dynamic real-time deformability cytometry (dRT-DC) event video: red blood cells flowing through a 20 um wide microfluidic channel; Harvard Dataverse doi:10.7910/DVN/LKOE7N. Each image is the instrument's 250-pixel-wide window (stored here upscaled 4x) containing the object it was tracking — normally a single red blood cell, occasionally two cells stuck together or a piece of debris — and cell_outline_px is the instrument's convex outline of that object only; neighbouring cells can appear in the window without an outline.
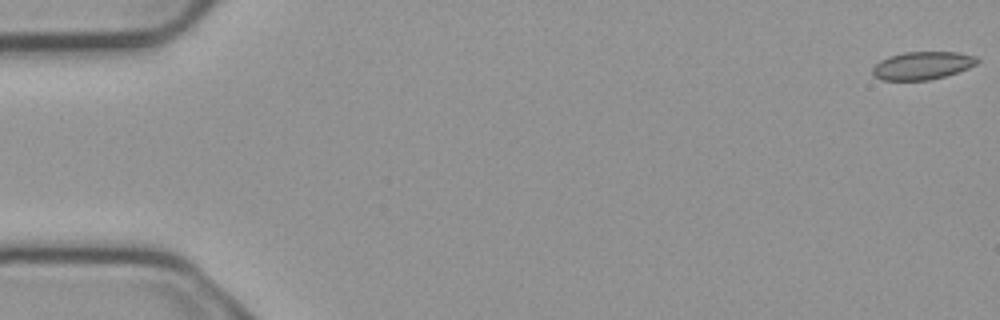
{"species": "common noctule bat (a hibernating species)", "species_latin": "Nyctalus noctula", "temperature_condition": "cold", "stored_images_in_passage": 9, "camera_frame_rate_fps": 3000, "um_per_image_px": 0.085, "animal": {"sex": "male", "body_mass_g": 23.1, "forearm_length_mm": 52.7}, "frame": {"image": 1, "passage_image": 1, "time_ms": 0.0, "image_size_px": [1000, 320], "cell_outline_px": [[980, 60], [976, 64], [968, 68], [944, 76], [928, 80], [880, 80], [872, 76], [872, 68], [880, 60], [888, 56], [904, 52], [956, 52], [976, 56]], "centroid_in_image_um": [78.36, 5.57], "position_along_channel_um": 6.6, "area_um2": 17.05}}
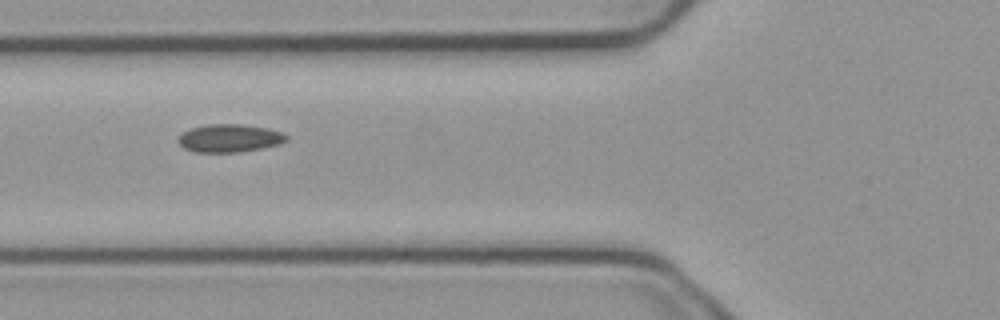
{"frame": {"image": 2, "passage_image": 7, "time_ms": 2.0, "image_size_px": [1000, 320], "cell_outline_px": [[288, 140], [280, 144], [240, 152], [196, 152], [184, 148], [176, 140], [184, 132], [192, 128], [208, 124], [244, 124], [268, 128], [280, 132], [288, 136]], "centroid_in_image_um": [19.52, 11.74], "position_along_channel_um": 106.3, "area_um2": 17.57}}
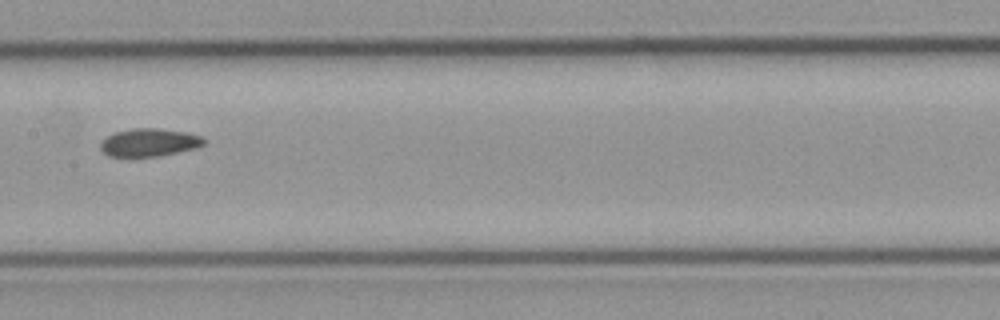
{"frame": {"image": 3, "passage_image": 9, "time_ms": 2.667, "image_size_px": [1000, 320], "cell_outline_px": [[204, 144], [196, 148], [156, 156], [108, 156], [100, 148], [100, 144], [108, 136], [116, 132], [132, 128], [160, 128], [188, 132], [200, 136], [204, 140]], "centroid_in_image_um": [12.69, 12.09], "position_along_channel_um": 194.7, "area_um2": 16.59}}